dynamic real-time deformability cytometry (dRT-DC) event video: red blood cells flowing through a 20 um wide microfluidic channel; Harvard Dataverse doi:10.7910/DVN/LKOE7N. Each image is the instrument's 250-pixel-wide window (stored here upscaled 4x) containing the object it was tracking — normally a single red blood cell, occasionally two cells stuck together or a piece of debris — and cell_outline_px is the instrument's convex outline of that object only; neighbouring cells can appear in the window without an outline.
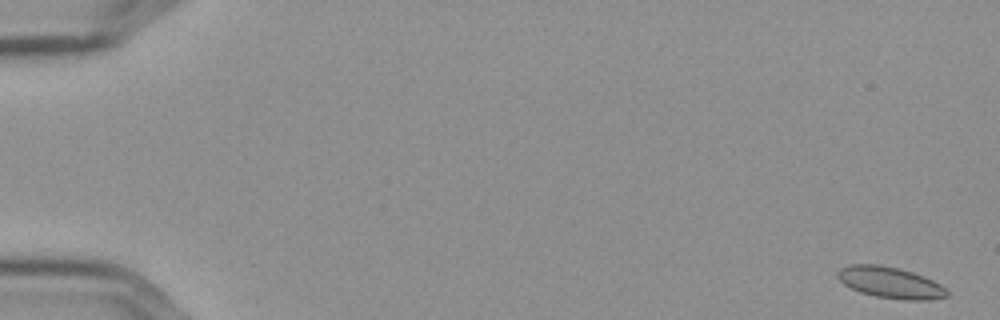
{"species": "Egyptian fruit bat (a non-hibernating species)", "species_latin": "Rousettus aegyptiacus", "temperature_condition": "cold", "stored_images_in_passage": 57, "camera_frame_rate_fps": 3000, "um_per_image_px": 0.085, "frame": {"image": 1, "passage_image": 1, "time_ms": 0.0, "image_size_px": [1000, 320], "cell_outline_px": [[948, 296], [928, 300], [904, 300], [876, 296], [860, 292], [844, 284], [836, 276], [836, 272], [840, 268], [852, 264], [880, 264], [912, 272], [924, 276], [940, 284], [948, 292]], "centroid_in_image_um": [75.65, 24.01], "position_along_channel_um": 9.3, "area_um2": 19.83}}
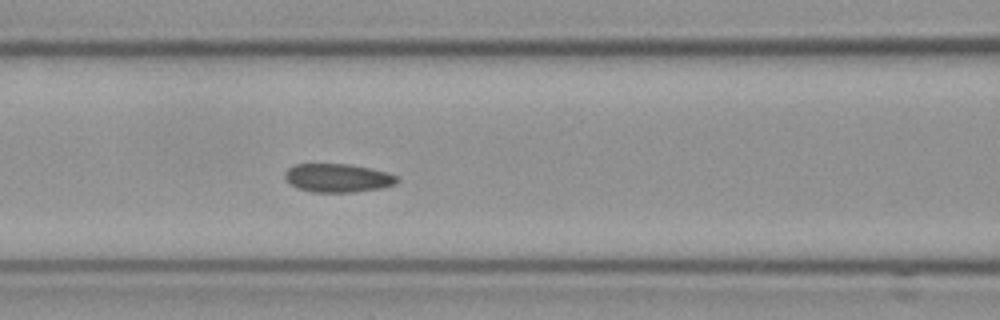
{"frame": {"image": 2, "passage_image": 25, "time_ms": 8.0, "image_size_px": [1000, 320], "cell_outline_px": [[400, 180], [396, 184], [380, 188], [352, 192], [312, 192], [296, 188], [288, 184], [284, 176], [284, 172], [292, 164], [348, 164], [388, 172], [396, 176]], "centroid_in_image_um": [28.66, 15.13], "position_along_channel_um": 137.9, "area_um2": 18.79}}
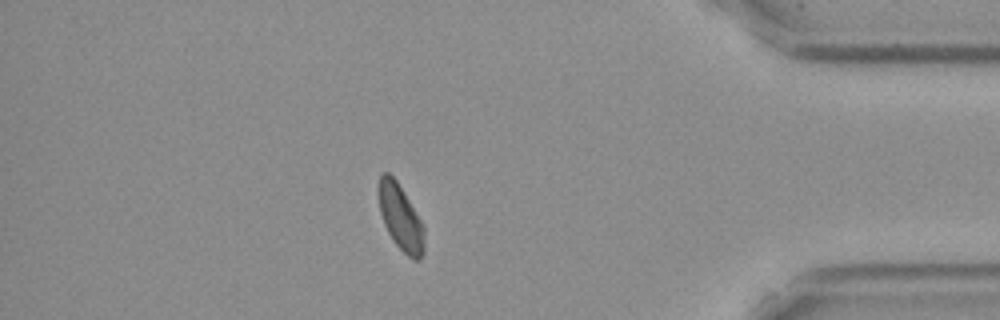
{"frame": {"image": 3, "passage_image": 50, "time_ms": 16.333, "image_size_px": [1000, 320], "cell_outline_px": [[424, 252], [416, 260], [412, 260], [392, 240], [384, 224], [380, 212], [376, 188], [380, 176], [384, 172], [388, 172], [396, 180], [404, 192], [420, 220], [424, 228]], "centroid_in_image_um": [34.01, 18.45], "position_along_channel_um": 401.2, "area_um2": 17.46}, "authors_computed_cell_mechanics": {"area_um2": 18.3804, "velocity_mm_per_s": 3.5656, "shape_relaxation_time_tau1_ms": null, "shape_relaxation_time_tau2_ms": 2.7695, "deformation_change_tau1": null, "deformation_change_tau2": 0.0635}}